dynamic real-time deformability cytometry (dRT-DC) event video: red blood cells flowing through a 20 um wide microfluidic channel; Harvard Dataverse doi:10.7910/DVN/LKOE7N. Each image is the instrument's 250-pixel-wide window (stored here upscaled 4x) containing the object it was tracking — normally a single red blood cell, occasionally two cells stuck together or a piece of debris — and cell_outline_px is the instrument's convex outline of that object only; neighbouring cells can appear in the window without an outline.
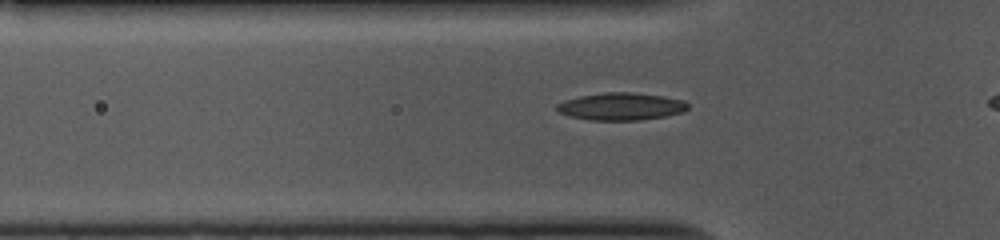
{"species": "common noctule bat (a hibernating species)", "species_latin": "Nyctalus noctula", "temperature_condition": "cold", "stored_images_in_passage": 26, "camera_frame_rate_fps": 3000, "um_per_image_px": 0.085, "animal": {"sex": "female", "body_mass_g": 10.0, "forearm_length_mm": 53.1}, "frame": {"image": 1, "passage_image": 10, "time_ms": 3.0, "image_size_px": [1000, 240], "cell_outline_px": [[688, 108], [684, 112], [664, 116], [640, 120], [588, 120], [568, 116], [560, 112], [556, 108], [556, 104], [564, 100], [580, 96], [604, 92], [632, 92], [664, 96], [684, 100], [688, 104]], "centroid_in_image_um": [52.79, 9.04], "position_along_channel_um": 73.0, "area_um2": 21.04}}
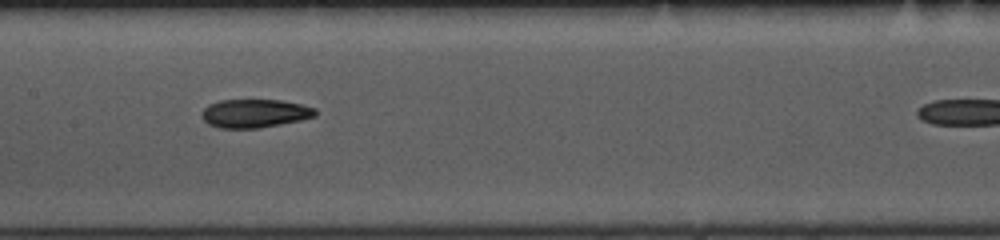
{"frame": {"image": 2, "passage_image": 19, "time_ms": 6.0, "image_size_px": [1000, 240], "cell_outline_px": [[316, 116], [300, 120], [260, 128], [220, 128], [208, 124], [200, 116], [204, 108], [208, 104], [220, 100], [280, 100], [300, 104], [316, 108]], "centroid_in_image_um": [21.63, 9.64], "position_along_channel_um": 185.8, "area_um2": 18.84}}
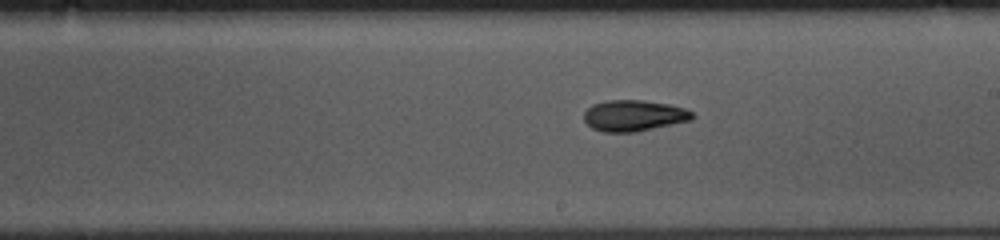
{"frame": {"image": 3, "passage_image": 23, "time_ms": 7.333, "image_size_px": [1000, 240], "cell_outline_px": [[696, 116], [692, 120], [636, 132], [604, 132], [592, 128], [584, 120], [584, 112], [592, 104], [608, 100], [644, 100], [668, 104], [684, 108], [696, 112]], "centroid_in_image_um": [53.92, 9.82], "position_along_channel_um": 235.1, "area_um2": 19.83}}